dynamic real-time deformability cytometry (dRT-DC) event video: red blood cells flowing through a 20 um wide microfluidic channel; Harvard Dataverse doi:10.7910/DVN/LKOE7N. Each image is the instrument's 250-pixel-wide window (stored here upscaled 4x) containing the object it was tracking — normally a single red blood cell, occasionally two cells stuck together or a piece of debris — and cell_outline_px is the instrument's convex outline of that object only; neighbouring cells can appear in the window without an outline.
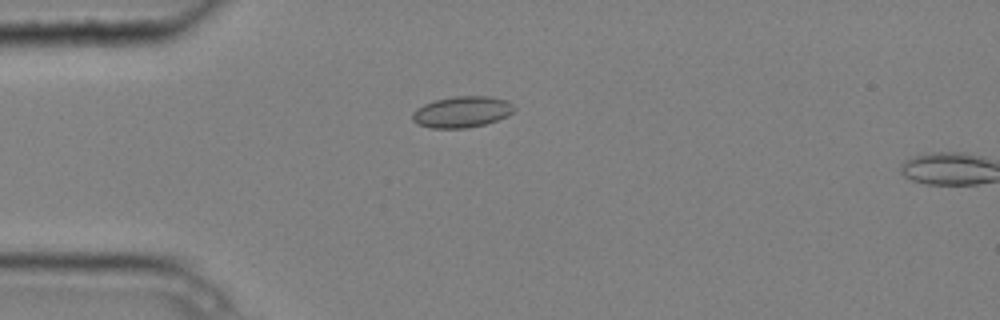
{"species": "common noctule bat (a hibernating species)", "species_latin": "Nyctalus noctula", "temperature_condition": "cold", "stored_images_in_passage": 3, "camera_frame_rate_fps": 3000, "um_per_image_px": 0.085, "animal": {"sex": "male", "body_mass_g": 20.4}, "frame": {"image": 1, "passage_image": 2, "time_ms": 0.333, "image_size_px": [1000, 320], "cell_outline_px": [[516, 108], [508, 116], [484, 124], [468, 128], [432, 128], [416, 124], [412, 120], [412, 112], [416, 108], [424, 104], [436, 100], [452, 96], [488, 96], [508, 100]], "centroid_in_image_um": [39.25, 9.51], "position_along_channel_um": 45.7, "area_um2": 18.61}}